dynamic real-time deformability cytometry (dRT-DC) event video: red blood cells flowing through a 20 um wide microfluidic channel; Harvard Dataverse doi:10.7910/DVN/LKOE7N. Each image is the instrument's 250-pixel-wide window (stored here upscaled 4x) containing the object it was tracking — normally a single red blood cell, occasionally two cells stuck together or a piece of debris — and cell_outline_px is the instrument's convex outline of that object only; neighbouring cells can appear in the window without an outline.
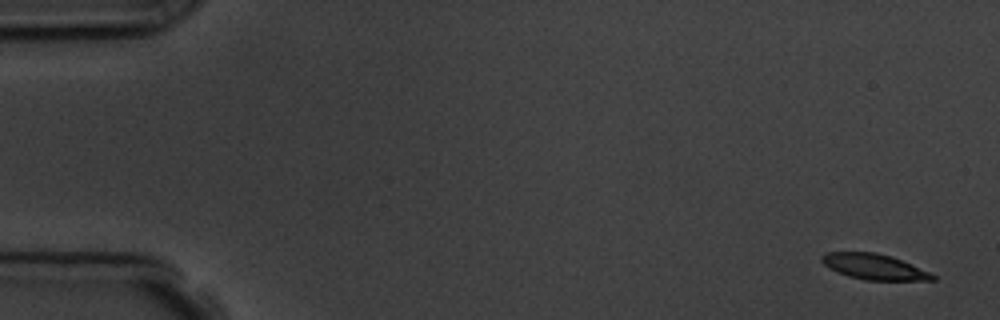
{"species": "common noctule bat (a hibernating species)", "species_latin": "Nyctalus noctula", "temperature_condition": "room temperature", "stored_images_in_passage": 4, "camera_frame_rate_fps": 3000, "um_per_image_px": 0.085, "animal": {"sex": "male", "body_mass_g": 19.5, "forearm_length_mm": 54.6}, "frame": {"image": 1, "passage_image": 1, "time_ms": 0.0, "image_size_px": [1000, 320], "cell_outline_px": [[936, 280], [864, 280], [848, 276], [824, 264], [820, 260], [820, 256], [828, 252], [876, 252], [892, 256], [928, 272], [936, 276]], "centroid_in_image_um": [74.29, 22.66], "position_along_channel_um": 10.7, "area_um2": 16.24}}
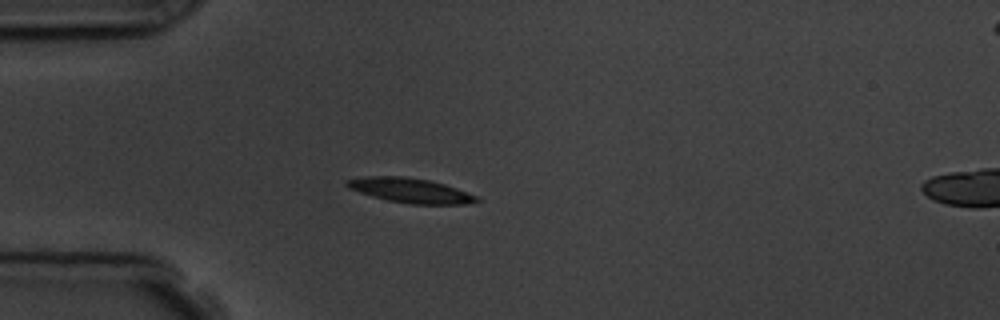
{"frame": {"image": 2, "passage_image": 4, "time_ms": 4.333, "image_size_px": [1000, 320], "cell_outline_px": [[480, 200], [468, 204], [408, 204], [388, 200], [372, 196], [348, 188], [344, 184], [344, 180], [368, 176], [404, 176], [428, 180], [444, 184], [468, 192], [476, 196]], "centroid_in_image_um": [34.86, 16.18], "position_along_channel_um": 50.1, "area_um2": 18.61}}